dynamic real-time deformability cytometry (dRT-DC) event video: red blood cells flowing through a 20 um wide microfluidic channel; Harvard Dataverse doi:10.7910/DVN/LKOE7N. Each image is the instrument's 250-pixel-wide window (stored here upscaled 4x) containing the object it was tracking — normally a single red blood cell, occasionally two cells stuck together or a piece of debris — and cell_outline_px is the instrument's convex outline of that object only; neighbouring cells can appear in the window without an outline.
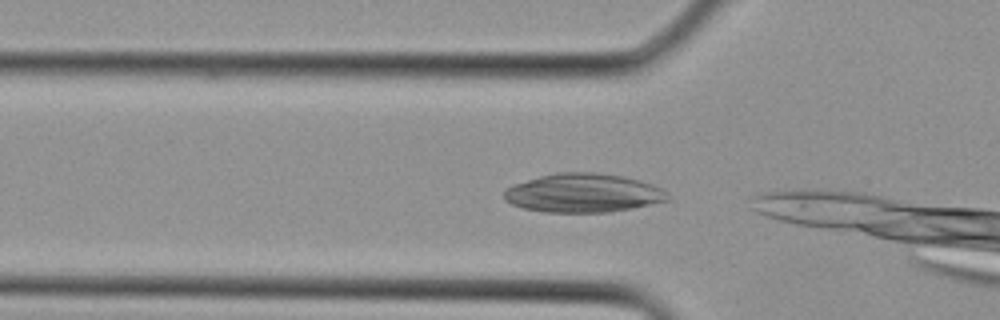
{"species": "Egyptian fruit bat (a non-hibernating species)", "species_latin": "Rousettus aegyptiacus", "temperature_condition": "cold", "stored_images_in_passage": 3, "camera_frame_rate_fps": 3000, "um_per_image_px": 0.085, "animal": {"sex": "female"}, "frame": {"image": 1, "passage_image": 2, "time_ms": 0.333, "image_size_px": [1000, 320], "cell_outline_px": [[672, 200], [632, 208], [608, 212], [544, 212], [524, 208], [512, 204], [504, 200], [504, 192], [512, 184], [540, 176], [556, 172], [596, 172], [624, 176], [640, 180], [652, 184], [668, 192], [672, 196]], "centroid_in_image_um": [49.62, 16.4], "position_along_channel_um": 76.2, "area_um2": 37.28}}